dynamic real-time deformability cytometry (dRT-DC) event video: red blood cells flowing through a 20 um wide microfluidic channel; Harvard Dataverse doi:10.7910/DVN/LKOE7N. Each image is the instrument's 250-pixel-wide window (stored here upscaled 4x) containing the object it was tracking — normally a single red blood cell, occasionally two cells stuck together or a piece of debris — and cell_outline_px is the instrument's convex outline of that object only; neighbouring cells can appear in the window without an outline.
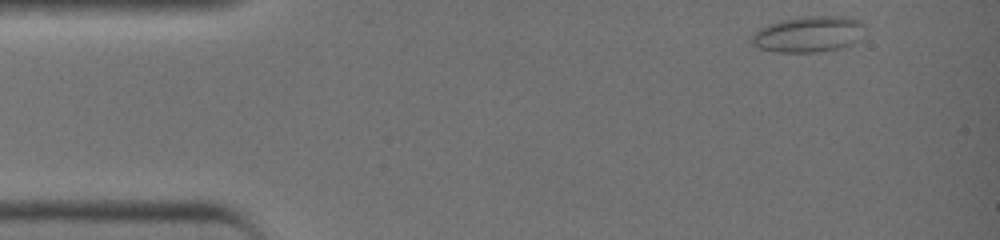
{"species": "common noctule bat (a hibernating species)", "species_latin": "Nyctalus noctula", "temperature_condition": "warm", "stored_images_in_passage": 6, "camera_frame_rate_fps": 3000, "um_per_image_px": 0.085, "animal": {"sex": "female", "body_mass_g": 19.0, "forearm_length_mm": 51.5}, "frame": {"image": 1, "passage_image": 2, "time_ms": 0.333, "image_size_px": [1000, 240], "cell_outline_px": [[864, 24], [856, 40], [852, 44], [836, 48], [812, 52], [780, 52], [760, 48], [752, 44], [752, 36], [760, 28], [768, 24], [784, 20], [812, 16], [840, 16], [856, 20]], "centroid_in_image_um": [68.67, 2.91], "position_along_channel_um": 16.3, "area_um2": 22.83}}